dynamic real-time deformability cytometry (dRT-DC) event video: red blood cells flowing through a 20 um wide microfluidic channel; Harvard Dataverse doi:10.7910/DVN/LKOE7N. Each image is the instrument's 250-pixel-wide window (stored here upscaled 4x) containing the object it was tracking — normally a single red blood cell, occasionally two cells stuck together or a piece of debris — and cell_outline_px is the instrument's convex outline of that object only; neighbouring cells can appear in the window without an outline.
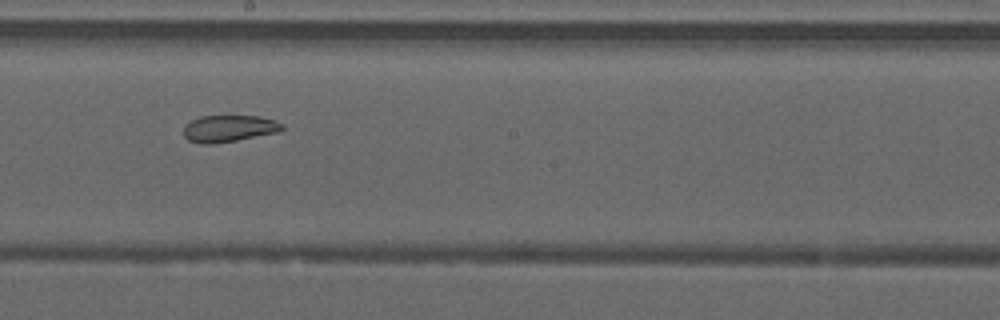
{"species": "common noctule bat (a hibernating species)", "species_latin": "Nyctalus noctula", "temperature_condition": "warm", "stored_images_in_passage": 49, "segment_of_instrument_passage": [2, 2], "camera_frame_rate_fps": 3000, "um_per_image_px": 0.085, "animal": {"sex": "male", "forearm_length_mm": 52.5}, "frame": {"image": 1, "passage_image": 28, "time_ms": 9.0, "image_size_px": [1000, 320], "cell_outline_px": [[284, 128], [280, 132], [236, 140], [212, 144], [200, 144], [188, 140], [184, 136], [184, 124], [200, 116], [260, 116], [276, 120], [284, 124]], "centroid_in_image_um": [19.47, 10.92], "position_along_channel_um": 228.7, "area_um2": 15.55}}
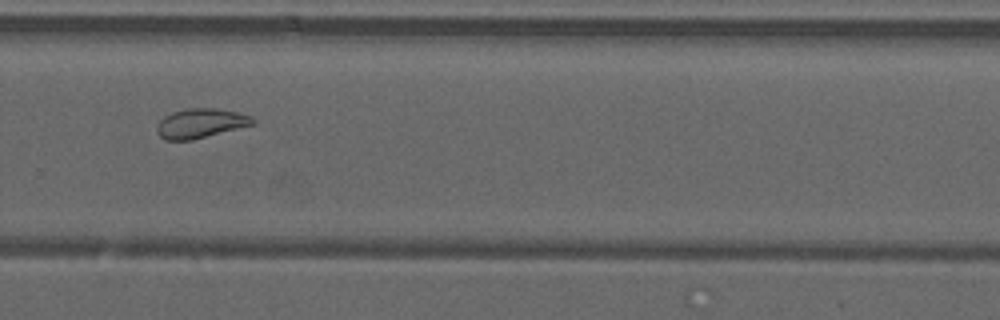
{"frame": {"image": 2, "passage_image": 34, "time_ms": 11.0, "image_size_px": [1000, 320], "cell_outline_px": [[256, 120], [252, 124], [192, 140], [168, 140], [160, 136], [156, 132], [156, 128], [160, 120], [164, 116], [172, 112], [188, 108], [216, 108], [236, 112], [248, 116]], "centroid_in_image_um": [16.99, 10.47], "position_along_channel_um": 312.8, "area_um2": 16.13}}
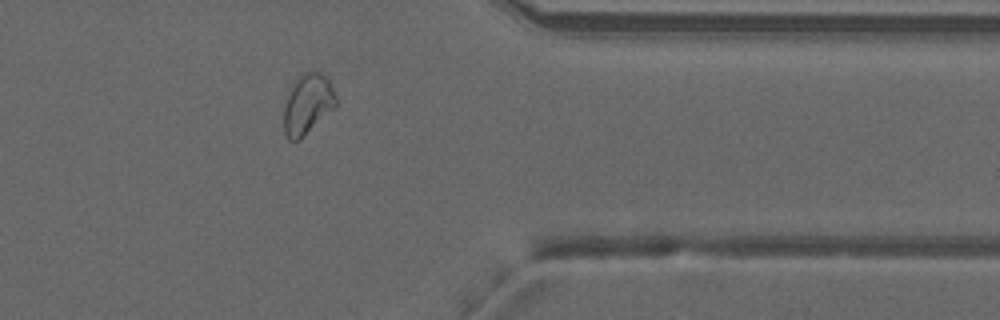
{"frame": {"image": 3, "passage_image": 40, "time_ms": 13.0, "image_size_px": [1000, 320], "cell_outline_px": [[336, 108], [300, 140], [288, 140], [284, 132], [284, 108], [292, 84], [304, 72], [320, 72], [328, 80], [336, 96]], "centroid_in_image_um": [26.16, 8.89], "position_along_channel_um": 385.2, "area_um2": 18.21}}